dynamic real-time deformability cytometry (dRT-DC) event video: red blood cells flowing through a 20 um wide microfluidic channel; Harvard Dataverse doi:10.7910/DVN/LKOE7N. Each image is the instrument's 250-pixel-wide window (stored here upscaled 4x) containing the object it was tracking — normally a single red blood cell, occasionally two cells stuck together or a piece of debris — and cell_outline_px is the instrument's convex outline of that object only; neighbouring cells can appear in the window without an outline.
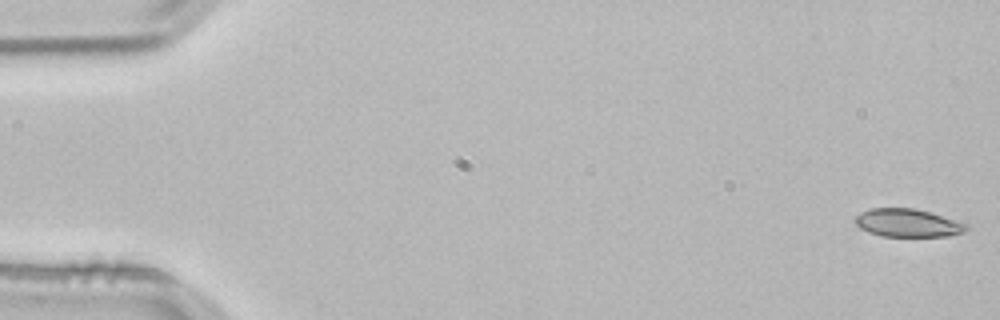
{"species": "common noctule bat (a hibernating species)", "species_latin": "Nyctalus noctula", "temperature_condition": "room temperature", "stored_images_in_passage": 53, "camera_frame_rate_fps": 3000, "um_per_image_px": 0.085, "animal": {"sex": "male", "body_mass_g": 21.5, "forearm_length_mm": 52.0}, "frame": {"image": 1, "passage_image": 1, "time_ms": 0.0, "image_size_px": [1000, 320], "cell_outline_px": [[968, 228], [964, 232], [948, 236], [884, 236], [868, 232], [860, 228], [856, 224], [856, 216], [860, 212], [868, 208], [912, 208], [932, 212], [968, 224]], "centroid_in_image_um": [77.17, 18.94], "position_along_channel_um": 7.8, "area_um2": 18.21}}
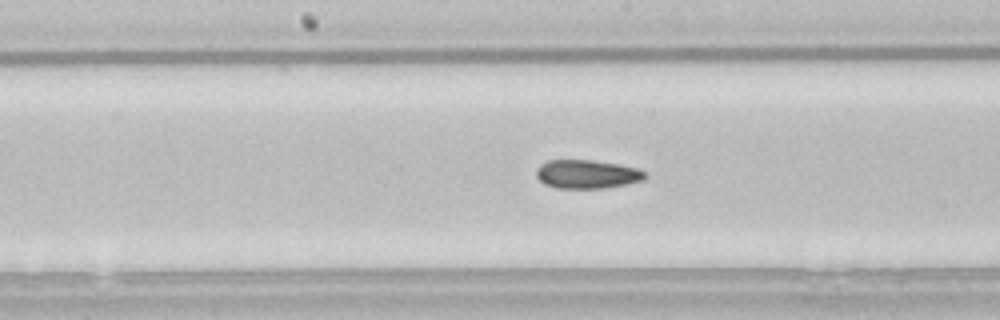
{"frame": {"image": 2, "passage_image": 27, "time_ms": 8.667, "image_size_px": [1000, 320], "cell_outline_px": [[648, 176], [644, 180], [604, 188], [556, 188], [544, 184], [536, 176], [536, 168], [540, 164], [548, 160], [592, 160], [616, 164], [636, 168], [644, 172]], "centroid_in_image_um": [49.85, 14.8], "position_along_channel_um": 198.3, "area_um2": 18.09}}
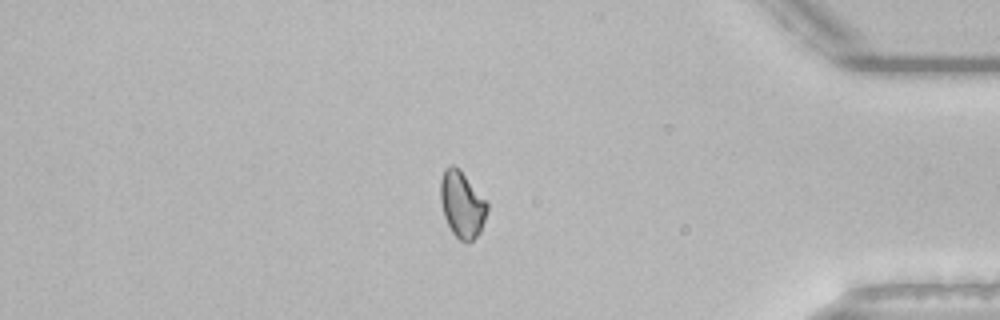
{"frame": {"image": 3, "passage_image": 45, "time_ms": 14.667, "image_size_px": [1000, 320], "cell_outline_px": [[488, 212], [480, 232], [468, 244], [464, 244], [452, 232], [444, 216], [440, 200], [440, 180], [444, 168], [452, 164], [460, 168], [488, 204]], "centroid_in_image_um": [39.26, 17.37], "position_along_channel_um": 395.9, "area_um2": 18.26}, "authors_computed_cell_mechanics": {"area_um2": 18.3226, "velocity_mm_per_s": 3.8353, "shape_relaxation_time_tau1_ms": null, "shape_relaxation_time_tau2_ms": 5.1115, "deformation_change_tau1": null, "deformation_change_tau2": 0.0899}}